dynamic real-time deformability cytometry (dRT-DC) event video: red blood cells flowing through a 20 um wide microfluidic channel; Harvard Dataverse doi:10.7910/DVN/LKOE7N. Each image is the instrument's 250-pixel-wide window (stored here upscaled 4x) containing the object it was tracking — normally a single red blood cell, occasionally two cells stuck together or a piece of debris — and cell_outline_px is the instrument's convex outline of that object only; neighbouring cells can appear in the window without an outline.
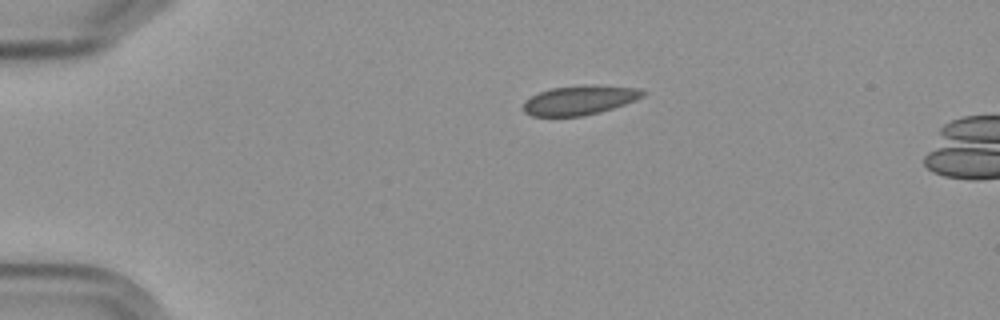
{"species": "Egyptian fruit bat (a non-hibernating species)", "species_latin": "Rousettus aegyptiacus", "temperature_condition": "cold", "stored_images_in_passage": 2, "camera_frame_rate_fps": 3000, "um_per_image_px": 0.085, "frame": {"image": 1, "passage_image": 1, "time_ms": 0.0, "image_size_px": [1000, 320], "cell_outline_px": [[644, 96], [636, 100], [600, 112], [584, 116], [532, 116], [524, 112], [520, 108], [524, 100], [540, 92], [552, 88], [584, 84], [596, 84], [640, 88], [644, 92]], "centroid_in_image_um": [49.25, 8.5], "position_along_channel_um": 35.8, "area_um2": 20.75}}